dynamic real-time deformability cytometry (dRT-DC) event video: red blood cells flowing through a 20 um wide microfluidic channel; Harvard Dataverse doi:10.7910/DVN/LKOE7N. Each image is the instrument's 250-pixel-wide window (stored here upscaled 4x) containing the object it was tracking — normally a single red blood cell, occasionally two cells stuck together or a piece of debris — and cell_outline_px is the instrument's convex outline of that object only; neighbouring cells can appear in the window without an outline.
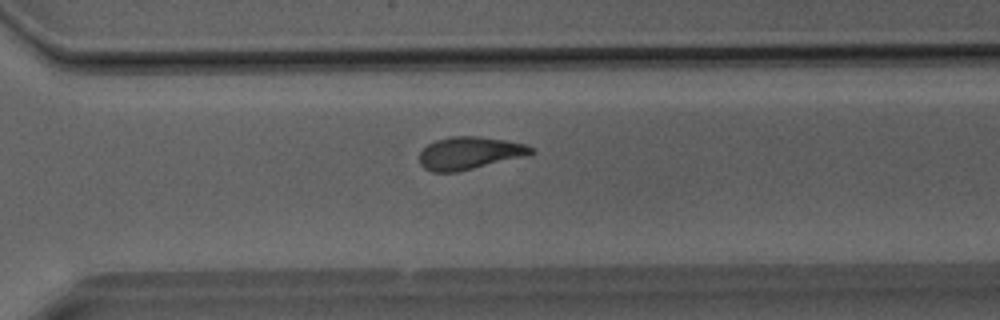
{"species": "Egyptian fruit bat (a non-hibernating species)", "species_latin": "Rousettus aegyptiacus", "temperature_condition": "room temperature", "stored_images_in_passage": 39, "camera_frame_rate_fps": 3000, "um_per_image_px": 0.085, "animal": {"sex": "male"}, "frame": {"image": 1, "passage_image": 28, "time_ms": 9.0, "image_size_px": [1000, 320], "cell_outline_px": [[536, 152], [532, 156], [456, 172], [432, 172], [424, 168], [420, 164], [420, 152], [428, 144], [436, 140], [452, 136], [480, 136], [504, 140], [524, 144], [536, 148]], "centroid_in_image_um": [40.0, 13.02], "position_along_channel_um": 330.6, "area_um2": 21.62}}
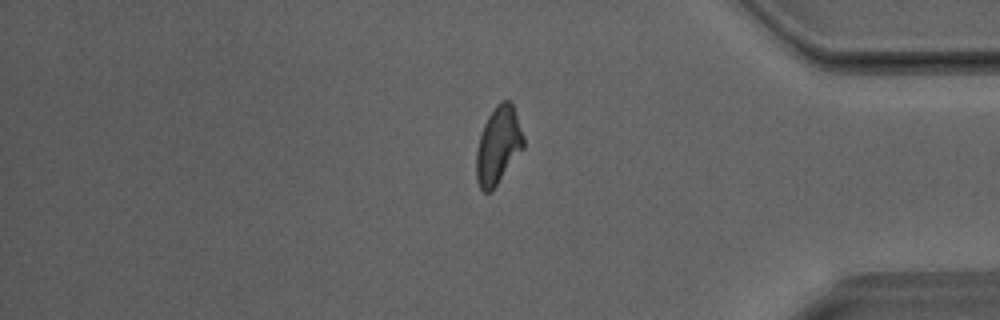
{"frame": {"image": 2, "passage_image": 33, "time_ms": 10.667, "image_size_px": [1000, 320], "cell_outline_px": [[524, 148], [492, 192], [484, 192], [480, 188], [476, 180], [476, 152], [480, 136], [484, 124], [488, 116], [496, 104], [500, 100], [508, 100], [512, 104], [524, 136]], "centroid_in_image_um": [42.35, 12.38], "position_along_channel_um": 392.9, "area_um2": 21.39}}
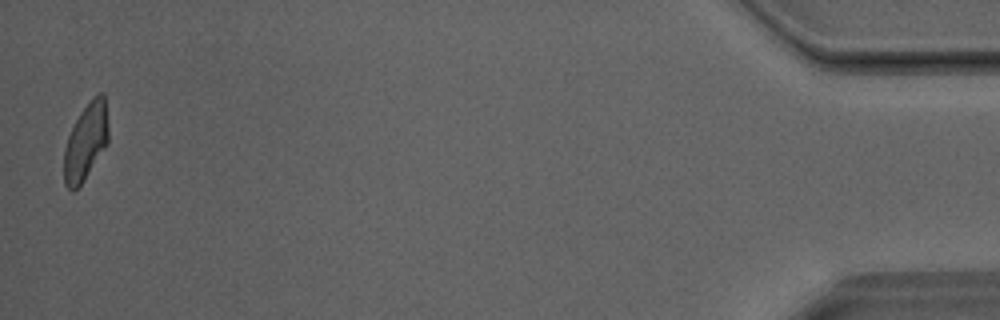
{"frame": {"image": 3, "passage_image": 39, "time_ms": 12.667, "image_size_px": [1000, 320], "cell_outline_px": [[108, 144], [84, 180], [72, 192], [64, 184], [64, 148], [68, 136], [80, 112], [92, 96], [100, 92], [104, 92], [108, 120]], "centroid_in_image_um": [7.31, 12.02], "position_along_channel_um": 427.9, "area_um2": 20.06}}